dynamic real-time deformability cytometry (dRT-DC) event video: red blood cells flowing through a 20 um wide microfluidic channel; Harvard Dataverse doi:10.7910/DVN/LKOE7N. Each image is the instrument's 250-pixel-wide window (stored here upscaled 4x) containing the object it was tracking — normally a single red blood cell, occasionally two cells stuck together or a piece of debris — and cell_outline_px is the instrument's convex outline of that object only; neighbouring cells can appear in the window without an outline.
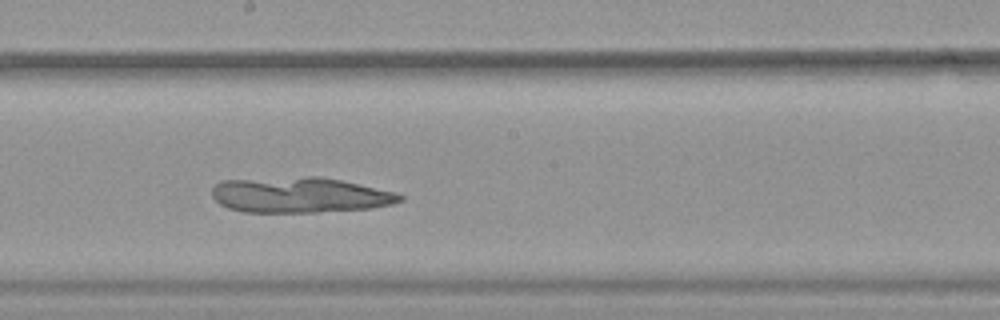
{"species": "common noctule bat (a hibernating species)", "species_latin": "Nyctalus noctula", "temperature_condition": "warm", "stored_images_in_passage": 46, "camera_frame_rate_fps": 3000, "um_per_image_px": 0.085, "animal": {"sex": "female", "body_mass_g": 19.9}, "frame": {"image": 1, "passage_image": 23, "time_ms": 7.333, "image_size_px": [1000, 320], "cell_outline_px": [[404, 200], [392, 204], [372, 208], [316, 212], [244, 212], [228, 208], [220, 204], [212, 196], [212, 188], [220, 180], [304, 176], [320, 176], [340, 180], [392, 192], [404, 196]], "centroid_in_image_um": [25.44, 16.57], "position_along_channel_um": 222.8, "area_um2": 38.84}}
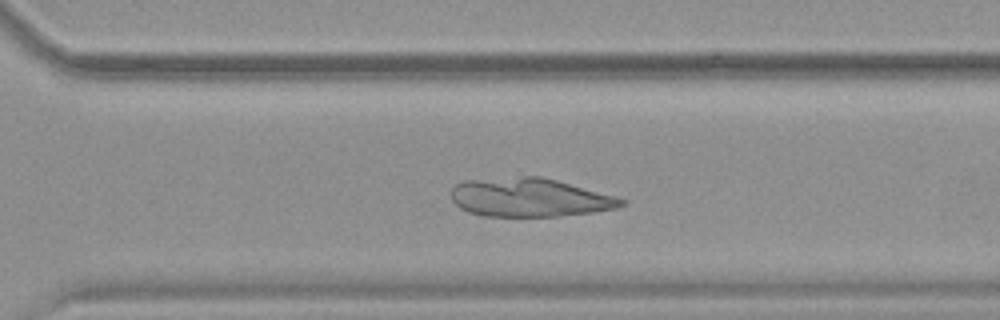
{"frame": {"image": 2, "passage_image": 31, "time_ms": 10.0, "image_size_px": [1000, 320], "cell_outline_px": [[628, 204], [616, 208], [592, 212], [560, 216], [484, 216], [468, 212], [460, 208], [452, 200], [452, 188], [456, 184], [464, 180], [524, 176], [540, 176], [556, 180], [628, 200]], "centroid_in_image_um": [45.01, 16.79], "position_along_channel_um": 325.6, "area_um2": 38.21}}